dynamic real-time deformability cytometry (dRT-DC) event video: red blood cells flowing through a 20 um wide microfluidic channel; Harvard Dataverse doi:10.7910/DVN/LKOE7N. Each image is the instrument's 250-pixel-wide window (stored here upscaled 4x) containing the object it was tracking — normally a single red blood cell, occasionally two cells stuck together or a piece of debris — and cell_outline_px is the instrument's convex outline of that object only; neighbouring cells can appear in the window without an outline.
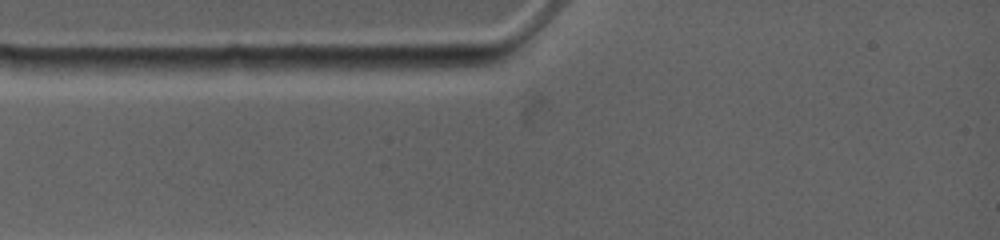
{"species": "common noctule bat (a hibernating species)", "species_latin": "Nyctalus noctula", "temperature_condition": "warm", "stored_images_in_passage": 2, "camera_frame_rate_fps": 4500, "um_per_image_px": 0.085, "animal": {"sex": "female", "body_mass_g": 19.0, "forearm_length_mm": 53.3}, "frame": {"image": 1, "passage_image": 1, "time_ms": 0.0, "image_size_px": [1000, 240], "cell_outline_px": [[496, 60], [488, 64], [456, 68], [364, 68], [372, 56], [488, 56]], "centroid_in_image_um": [36.31, 5.25], "position_along_channel_um": 48.7, "area_um2": 10.17}}